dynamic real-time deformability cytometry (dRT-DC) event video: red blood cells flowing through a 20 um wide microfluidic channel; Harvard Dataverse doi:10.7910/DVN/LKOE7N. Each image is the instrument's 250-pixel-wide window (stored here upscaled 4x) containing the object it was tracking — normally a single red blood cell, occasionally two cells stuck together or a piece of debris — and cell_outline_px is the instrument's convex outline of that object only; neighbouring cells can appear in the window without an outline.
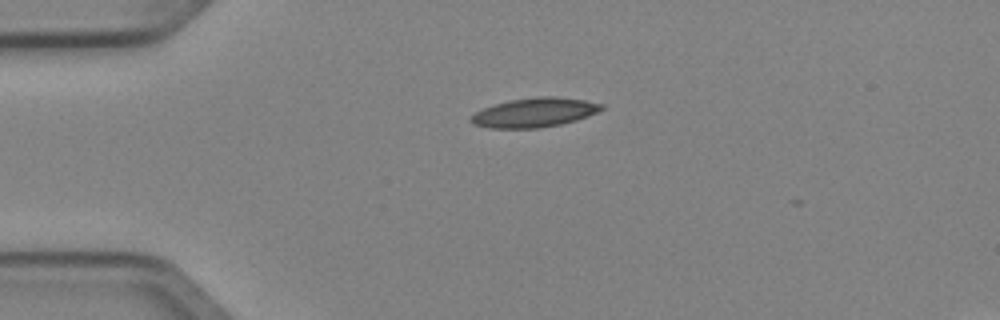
{"species": "Egyptian fruit bat (a non-hibernating species)", "species_latin": "Rousettus aegyptiacus", "temperature_condition": "cold", "stored_images_in_passage": 4, "camera_frame_rate_fps": 3000, "um_per_image_px": 0.085, "animal": {"sex": "female"}, "frame": {"image": 1, "passage_image": 1, "time_ms": 0.0, "image_size_px": [1000, 320], "cell_outline_px": [[604, 108], [588, 116], [576, 120], [560, 124], [540, 128], [488, 128], [472, 124], [468, 120], [468, 116], [484, 108], [496, 104], [512, 100], [536, 96], [556, 96], [584, 100], [604, 104]], "centroid_in_image_um": [45.4, 9.57], "position_along_channel_um": 39.6, "area_um2": 22.31}}
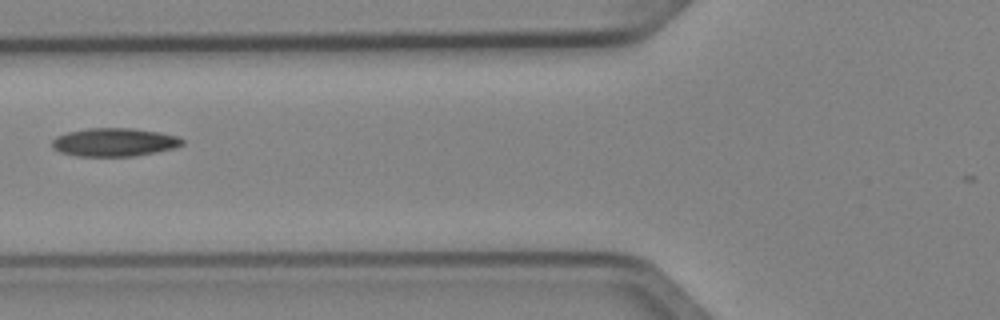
{"frame": {"image": 2, "passage_image": 3, "time_ms": 0.667, "image_size_px": [1000, 320], "cell_outline_px": [[184, 144], [176, 148], [156, 152], [132, 156], [80, 156], [60, 152], [52, 148], [52, 140], [56, 136], [68, 132], [88, 128], [132, 128], [160, 132], [176, 136], [184, 140]], "centroid_in_image_um": [9.73, 12.08], "position_along_channel_um": 116.1, "area_um2": 21.5}}